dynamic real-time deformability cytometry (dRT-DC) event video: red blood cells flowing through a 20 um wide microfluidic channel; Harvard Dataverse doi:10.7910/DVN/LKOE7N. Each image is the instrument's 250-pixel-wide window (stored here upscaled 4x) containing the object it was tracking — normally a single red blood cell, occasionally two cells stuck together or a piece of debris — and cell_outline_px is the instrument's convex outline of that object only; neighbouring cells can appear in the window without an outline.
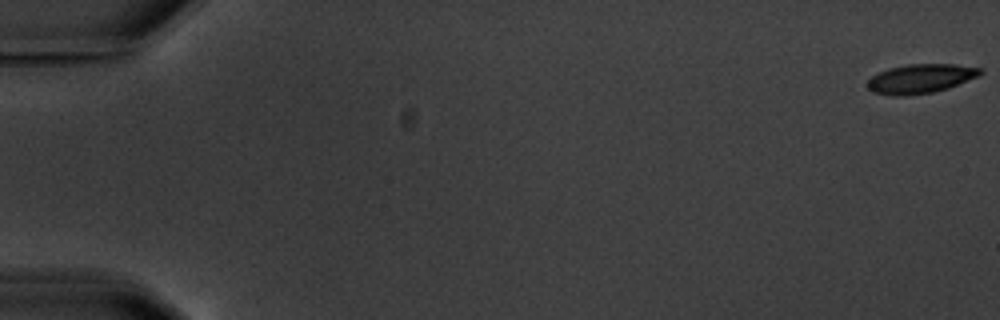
{"species": "common noctule bat (a hibernating species)", "species_latin": "Nyctalus noctula", "temperature_condition": "warm", "stored_images_in_passage": 4, "camera_frame_rate_fps": 3000, "um_per_image_px": 0.085, "animal": {"sex": "male", "body_mass_g": 20.1, "forearm_length_mm": 53.5}, "frame": {"image": 1, "passage_image": 1, "time_ms": 0.0, "image_size_px": [1000, 320], "cell_outline_px": [[984, 72], [980, 76], [948, 88], [932, 92], [904, 96], [892, 96], [872, 92], [868, 88], [868, 80], [872, 76], [888, 68], [908, 64], [956, 64], [980, 68]], "centroid_in_image_um": [78.26, 6.68], "position_along_channel_um": 6.7, "area_um2": 19.25}}